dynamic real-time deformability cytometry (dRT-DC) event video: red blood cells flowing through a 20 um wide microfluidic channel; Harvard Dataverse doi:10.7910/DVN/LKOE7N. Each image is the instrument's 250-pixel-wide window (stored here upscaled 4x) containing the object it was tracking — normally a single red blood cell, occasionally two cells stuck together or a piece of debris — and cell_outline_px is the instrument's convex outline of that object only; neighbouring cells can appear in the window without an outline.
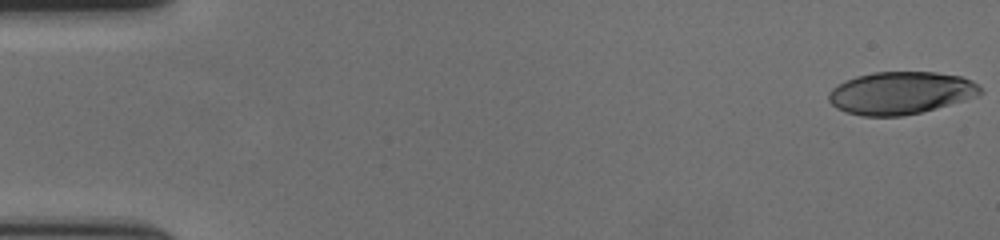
{"species": "human", "species_latin": "Homo sapiens", "temperature_condition": "cold", "stored_images_in_passage": 59, "camera_frame_rate_fps": 3000, "um_per_image_px": 0.085, "donor": {"sex": "female"}, "frame": {"image": 1, "passage_image": 1, "time_ms": 0.0, "image_size_px": [1000, 240], "cell_outline_px": [[980, 92], [960, 100], [948, 104], [920, 112], [900, 116], [864, 116], [848, 112], [836, 108], [828, 100], [828, 96], [832, 88], [856, 76], [872, 72], [936, 72], [960, 76], [972, 80], [980, 88]], "centroid_in_image_um": [76.49, 7.89], "position_along_channel_um": 8.5, "area_um2": 36.76}}
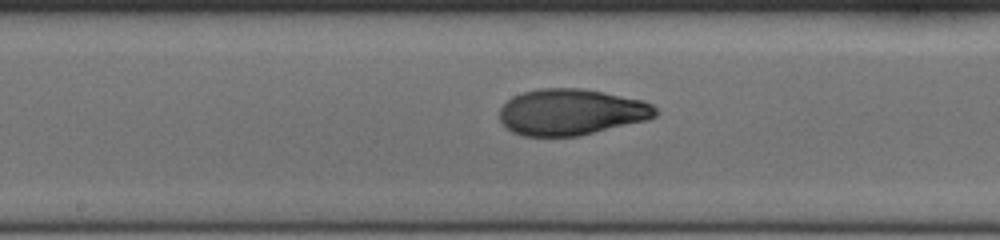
{"frame": {"image": 2, "passage_image": 31, "time_ms": 10.0, "image_size_px": [1000, 240], "cell_outline_px": [[656, 116], [648, 120], [580, 136], [524, 136], [512, 132], [500, 120], [500, 108], [512, 96], [524, 92], [540, 88], [580, 88], [604, 92], [644, 100], [652, 104], [656, 108]], "centroid_in_image_um": [48.58, 9.52], "position_along_channel_um": 199.6, "area_um2": 42.14}}
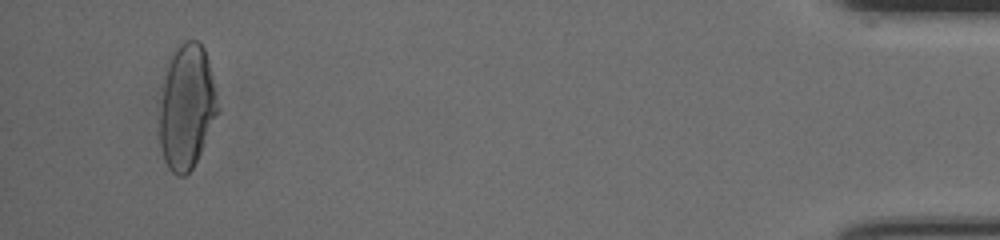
{"frame": {"image": 3, "passage_image": 56, "time_ms": 18.333, "image_size_px": [1000, 240], "cell_outline_px": [[216, 112], [200, 152], [192, 168], [184, 176], [176, 176], [168, 168], [164, 160], [160, 144], [160, 108], [164, 84], [168, 64], [172, 48], [176, 44], [184, 40], [200, 40], [204, 48], [208, 60], [216, 96]], "centroid_in_image_um": [15.83, 9.03], "position_along_channel_um": 419.4, "area_um2": 41.44}, "authors_computed_cell_mechanics": {"area_um2": 40.8646, "velocity_mm_per_s": 3.5543, "shape_relaxation_time_tau1_ms": 5.2997, "shape_relaxation_time_tau2_ms": 1.5914, "deformation_change_tau1": 0.2035, "deformation_change_tau2": 0.0676}}